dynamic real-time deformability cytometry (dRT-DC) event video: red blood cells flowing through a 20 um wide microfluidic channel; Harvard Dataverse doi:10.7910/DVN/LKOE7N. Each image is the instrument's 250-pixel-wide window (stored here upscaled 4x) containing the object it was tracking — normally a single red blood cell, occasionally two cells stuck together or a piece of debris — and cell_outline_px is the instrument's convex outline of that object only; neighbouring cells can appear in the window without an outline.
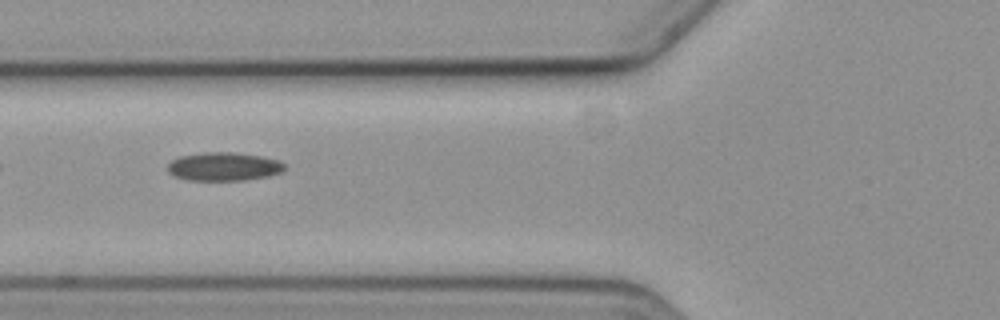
{"species": "common noctule bat (a hibernating species)", "species_latin": "Nyctalus noctula", "temperature_condition": "cold", "stored_images_in_passage": 8, "camera_frame_rate_fps": 3000, "um_per_image_px": 0.085, "animal": {"sex": "female", "body_mass_g": 19.3, "forearm_length_mm": 54.1}, "frame": {"image": 1, "passage_image": 7, "time_ms": 7.333, "image_size_px": [1000, 320], "cell_outline_px": [[284, 168], [280, 172], [268, 176], [244, 180], [188, 180], [176, 176], [168, 172], [168, 164], [172, 160], [180, 156], [204, 152], [236, 152], [260, 156], [280, 160], [284, 164]], "centroid_in_image_um": [19.02, 14.15], "position_along_channel_um": 106.8, "area_um2": 19.31}}
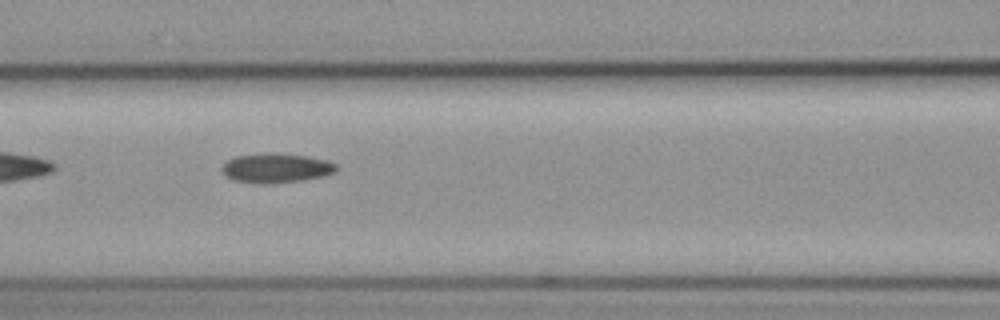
{"frame": {"image": 2, "passage_image": 8, "time_ms": 8.333, "image_size_px": [1000, 320], "cell_outline_px": [[340, 168], [336, 172], [324, 176], [300, 180], [256, 184], [236, 180], [228, 176], [220, 168], [228, 160], [236, 156], [308, 156], [328, 160], [340, 164]], "centroid_in_image_um": [23.59, 14.32], "position_along_channel_um": 143.0, "area_um2": 18.61}}